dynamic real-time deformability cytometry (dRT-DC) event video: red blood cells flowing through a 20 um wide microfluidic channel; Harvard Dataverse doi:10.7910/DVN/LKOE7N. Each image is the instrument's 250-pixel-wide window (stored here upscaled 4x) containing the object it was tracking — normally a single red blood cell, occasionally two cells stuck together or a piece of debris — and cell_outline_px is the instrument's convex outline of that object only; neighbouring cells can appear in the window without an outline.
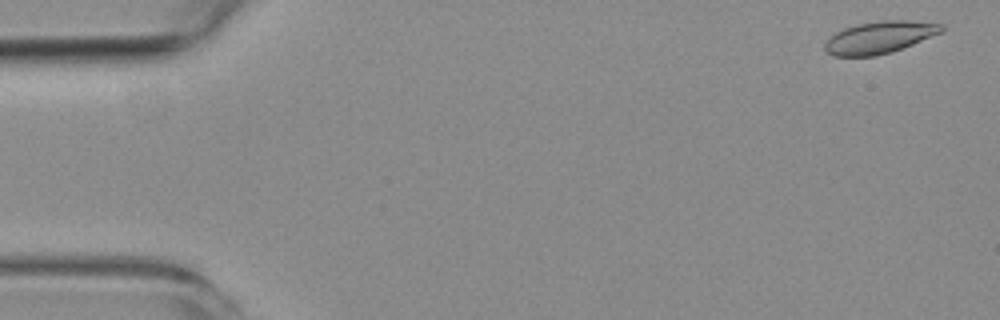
{"species": "common noctule bat (a hibernating species)", "species_latin": "Nyctalus noctula", "temperature_condition": "room temperature", "stored_images_in_passage": 5, "camera_frame_rate_fps": 3000, "um_per_image_px": 0.085, "animal": {"sex": "female", "body_mass_g": 19.3, "forearm_length_mm": 54.1}, "frame": {"image": 1, "passage_image": 1, "time_ms": 0.0, "image_size_px": [1000, 320], "cell_outline_px": [[944, 32], [892, 52], [876, 56], [832, 56], [824, 48], [824, 44], [836, 32], [844, 28], [856, 24], [884, 20], [908, 20], [944, 24]], "centroid_in_image_um": [74.8, 3.17], "position_along_channel_um": 10.2, "area_um2": 21.91}}